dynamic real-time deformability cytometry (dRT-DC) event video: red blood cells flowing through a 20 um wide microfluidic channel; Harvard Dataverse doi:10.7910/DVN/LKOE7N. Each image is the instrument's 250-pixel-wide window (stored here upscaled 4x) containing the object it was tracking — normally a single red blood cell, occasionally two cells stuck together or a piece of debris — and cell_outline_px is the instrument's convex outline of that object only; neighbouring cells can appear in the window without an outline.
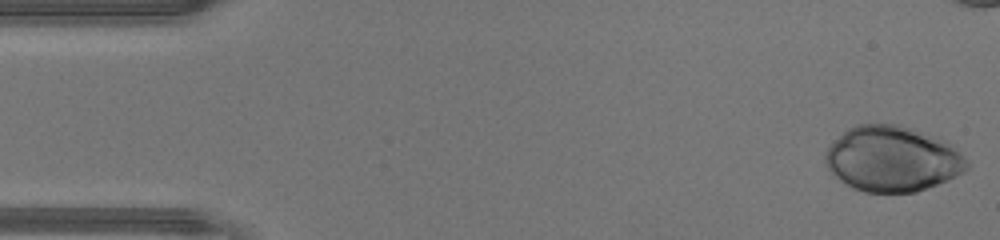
{"species": "human", "species_latin": "Homo sapiens", "temperature_condition": "warm", "stored_images_in_passage": 36, "camera_frame_rate_fps": 3000, "um_per_image_px": 0.085, "donor": {"sex": "male"}, "frame": {"image": 1, "passage_image": 1, "time_ms": 0.0, "image_size_px": [1000, 240], "cell_outline_px": [[968, 168], [964, 172], [948, 180], [916, 192], [864, 192], [852, 188], [840, 180], [828, 168], [824, 160], [824, 152], [848, 128], [856, 124], [900, 124], [924, 132], [944, 140], [964, 156], [968, 164]], "centroid_in_image_um": [75.85, 13.51], "position_along_channel_um": 9.2, "area_um2": 53.81}}
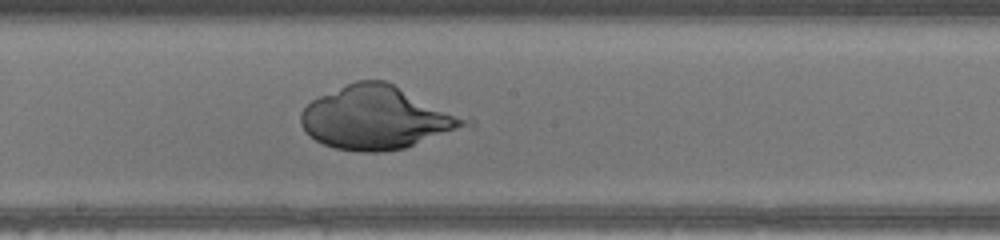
{"frame": {"image": 2, "passage_image": 23, "time_ms": 7.333, "image_size_px": [1000, 240], "cell_outline_px": [[476, 124], [472, 128], [404, 148], [380, 152], [360, 152], [336, 148], [324, 144], [316, 140], [300, 124], [300, 112], [312, 100], [320, 96], [356, 80], [384, 80], [472, 120]], "centroid_in_image_um": [32.11, 10.03], "position_along_channel_um": 216.1, "area_um2": 60.52}}
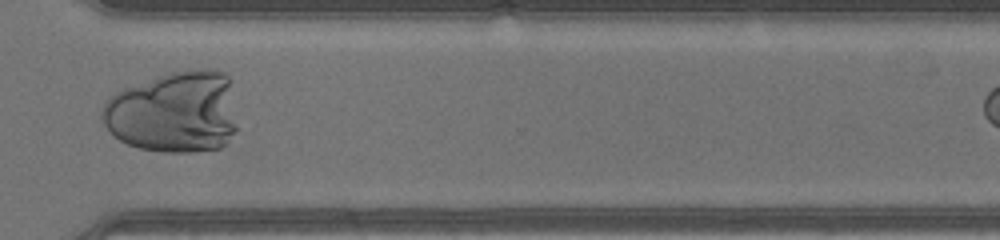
{"frame": {"image": 3, "passage_image": 32, "time_ms": 10.333, "image_size_px": [1000, 240], "cell_outline_px": [[236, 132], [220, 148], [192, 152], [164, 152], [140, 148], [128, 144], [120, 140], [104, 124], [100, 116], [100, 112], [108, 96], [124, 88], [172, 72], [208, 68], [216, 68], [224, 72], [228, 76], [236, 128]], "centroid_in_image_um": [14.77, 9.53], "position_along_channel_um": 355.8, "area_um2": 64.27}}